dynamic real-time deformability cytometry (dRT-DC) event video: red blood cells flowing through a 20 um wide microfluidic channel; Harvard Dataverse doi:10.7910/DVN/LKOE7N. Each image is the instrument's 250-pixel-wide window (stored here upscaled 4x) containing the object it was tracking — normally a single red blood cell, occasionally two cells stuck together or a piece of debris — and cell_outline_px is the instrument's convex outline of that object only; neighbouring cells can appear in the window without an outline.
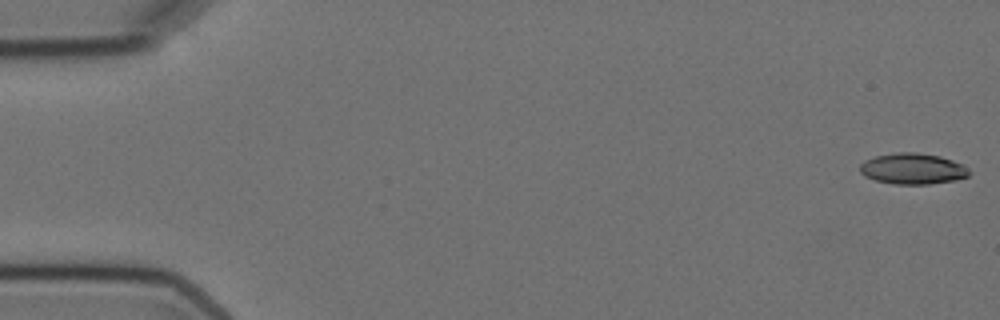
{"species": "Egyptian fruit bat (a non-hibernating species)", "species_latin": "Rousettus aegyptiacus", "temperature_condition": "cold", "stored_images_in_passage": 8, "camera_frame_rate_fps": 3000, "um_per_image_px": 0.085, "animal": {"sex": "female"}, "frame": {"image": 1, "passage_image": 1, "time_ms": 0.0, "image_size_px": [1000, 320], "cell_outline_px": [[972, 172], [968, 176], [956, 180], [928, 184], [892, 184], [876, 180], [864, 176], [860, 172], [860, 164], [864, 160], [876, 156], [896, 152], [916, 152], [940, 156], [964, 164]], "centroid_in_image_um": [77.6, 14.34], "position_along_channel_um": 7.4, "area_um2": 19.88}}
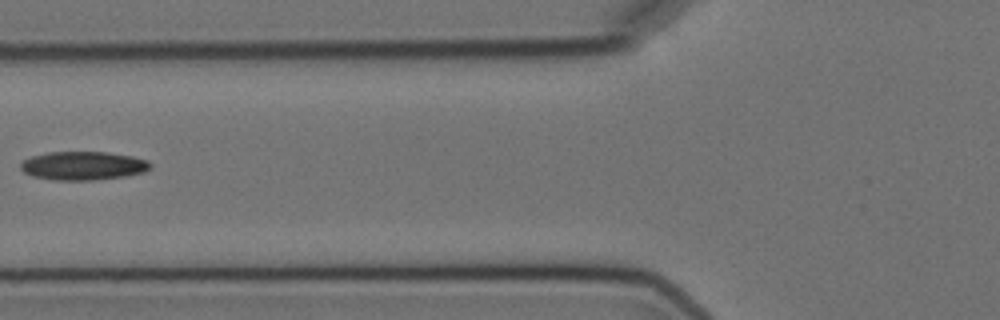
{"frame": {"image": 2, "passage_image": 7, "time_ms": 7.0, "image_size_px": [1000, 320], "cell_outline_px": [[152, 164], [144, 172], [124, 176], [92, 180], [52, 180], [32, 176], [24, 172], [20, 168], [20, 164], [24, 160], [32, 156], [48, 152], [108, 152], [132, 156], [148, 160]], "centroid_in_image_um": [7.05, 14.08], "position_along_channel_um": 118.7, "area_um2": 21.56}}
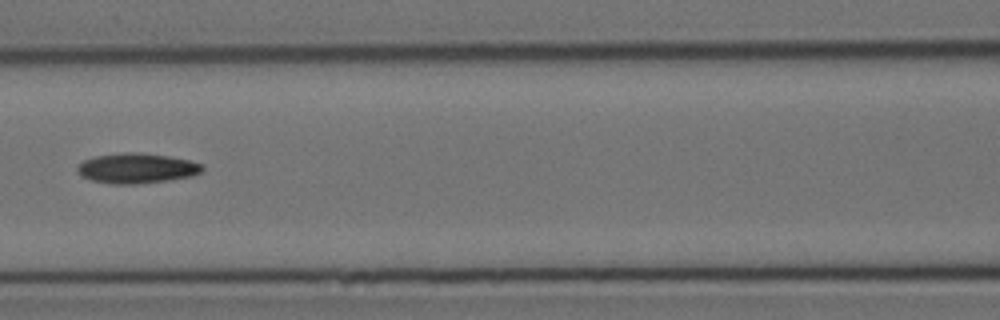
{"frame": {"image": 3, "passage_image": 8, "time_ms": 8.0, "image_size_px": [1000, 320], "cell_outline_px": [[204, 168], [200, 172], [192, 176], [168, 180], [136, 184], [112, 184], [92, 180], [84, 176], [76, 168], [84, 160], [96, 156], [124, 152], [136, 152], [168, 156], [188, 160], [200, 164]], "centroid_in_image_um": [11.63, 14.3], "position_along_channel_um": 155.0, "area_um2": 21.56}}